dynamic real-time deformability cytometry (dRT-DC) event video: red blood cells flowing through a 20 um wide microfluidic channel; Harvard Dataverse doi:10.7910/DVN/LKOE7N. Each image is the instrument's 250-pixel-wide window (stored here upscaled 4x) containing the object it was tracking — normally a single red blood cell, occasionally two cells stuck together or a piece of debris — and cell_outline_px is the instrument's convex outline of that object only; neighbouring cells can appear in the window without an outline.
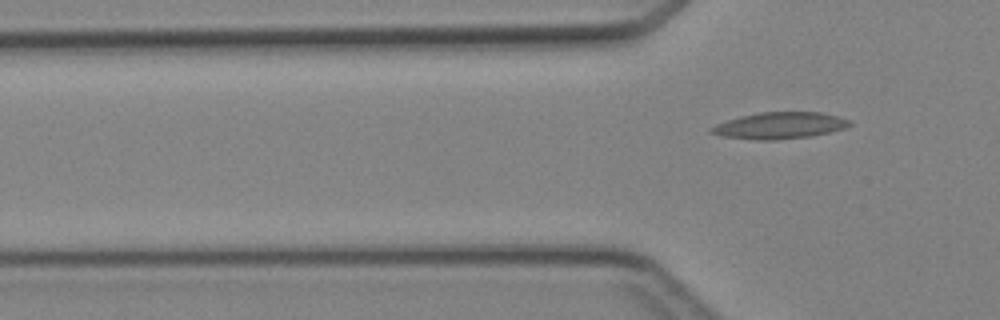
{"species": "Egyptian fruit bat (a non-hibernating species)", "species_latin": "Rousettus aegyptiacus", "temperature_condition": "cold", "stored_images_in_passage": 6, "segment_of_instrument_passage": [2, 2], "camera_frame_rate_fps": 3000, "um_per_image_px": 0.085, "animal": {"sex": "female"}, "frame": {"image": 1, "passage_image": 6, "time_ms": 5.667, "image_size_px": [1000, 320], "cell_outline_px": [[852, 124], [844, 128], [812, 136], [776, 140], [756, 140], [724, 136], [712, 132], [708, 128], [716, 124], [740, 116], [760, 112], [820, 112], [840, 116], [848, 120]], "centroid_in_image_um": [66.28, 10.66], "position_along_channel_um": 59.5, "area_um2": 21.27}}